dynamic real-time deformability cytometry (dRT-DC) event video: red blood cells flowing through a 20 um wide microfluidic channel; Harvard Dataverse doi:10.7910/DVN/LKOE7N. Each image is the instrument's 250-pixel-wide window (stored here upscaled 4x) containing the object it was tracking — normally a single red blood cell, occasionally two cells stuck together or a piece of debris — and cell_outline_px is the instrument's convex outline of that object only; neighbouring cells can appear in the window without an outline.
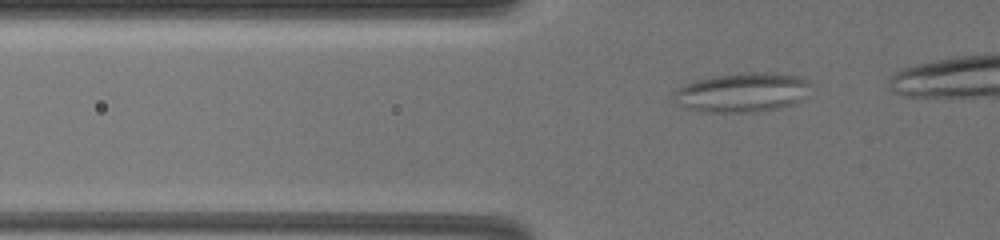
{"species": "common noctule bat (a hibernating species)", "species_latin": "Nyctalus noctula", "temperature_condition": "warm", "stored_images_in_passage": 37, "camera_frame_rate_fps": 3000, "um_per_image_px": 0.085, "animal": {"sex": "female", "body_mass_g": 19.5, "forearm_length_mm": 54.1}, "frame": {"image": 1, "passage_image": 4, "time_ms": 1.0, "image_size_px": [1000, 240], "cell_outline_px": [[812, 84], [800, 100], [792, 104], [776, 108], [756, 112], [700, 112], [684, 108], [672, 100], [672, 92], [676, 88], [684, 84], [696, 80], [712, 76], [748, 72], [776, 72], [796, 76], [808, 80]], "centroid_in_image_um": [63.01, 7.85], "position_along_channel_um": 62.8, "area_um2": 31.73}}
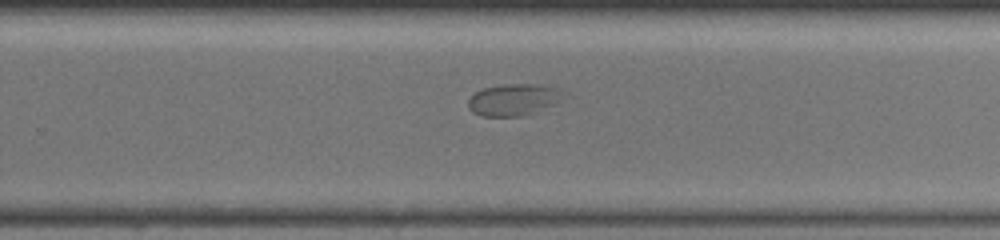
{"frame": {"image": 2, "passage_image": 25, "time_ms": 8.0, "image_size_px": [1000, 240], "cell_outline_px": [[568, 92], [552, 104], [524, 116], [480, 116], [472, 112], [468, 108], [468, 100], [476, 92], [484, 88], [504, 84], [536, 84], [556, 88]], "centroid_in_image_um": [43.62, 8.47], "position_along_channel_um": 286.2, "area_um2": 17.4}}
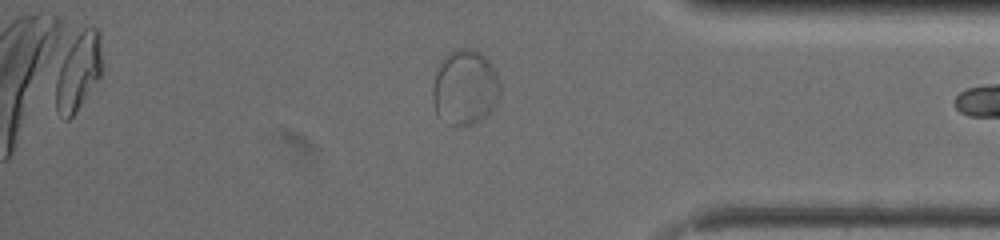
{"frame": {"image": 3, "passage_image": 36, "time_ms": 11.667, "image_size_px": [1000, 240], "cell_outline_px": [[500, 96], [496, 104], [484, 116], [472, 124], [452, 124], [436, 112], [432, 104], [432, 88], [436, 72], [444, 56], [448, 52], [460, 48], [472, 48], [480, 52], [488, 60], [496, 72], [500, 84]], "centroid_in_image_um": [39.52, 7.38], "position_along_channel_um": 395.7, "area_um2": 29.25}}